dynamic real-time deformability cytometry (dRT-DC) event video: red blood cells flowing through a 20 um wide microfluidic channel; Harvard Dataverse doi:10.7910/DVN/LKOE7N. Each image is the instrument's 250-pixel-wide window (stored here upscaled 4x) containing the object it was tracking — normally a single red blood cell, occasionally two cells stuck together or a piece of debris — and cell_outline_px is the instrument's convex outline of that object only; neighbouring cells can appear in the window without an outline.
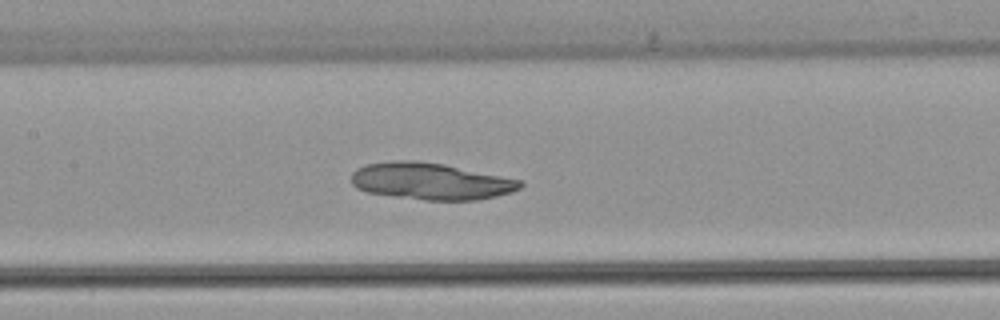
{"species": "common noctule bat (a hibernating species)", "species_latin": "Nyctalus noctula", "temperature_condition": "warm", "stored_images_in_passage": 39, "camera_frame_rate_fps": 3000, "um_per_image_px": 0.085, "animal": {"sex": "female", "body_mass_g": 22.7, "forearm_length_mm": 54.2}, "frame": {"image": 1, "passage_image": 12, "time_ms": 3.667, "image_size_px": [1000, 320], "cell_outline_px": [[524, 184], [520, 188], [512, 192], [496, 196], [476, 200], [424, 200], [392, 196], [368, 192], [356, 188], [352, 184], [352, 172], [356, 168], [368, 164], [392, 160], [416, 160], [444, 164], [520, 180]], "centroid_in_image_um": [36.59, 15.4], "position_along_channel_um": 170.8, "area_um2": 36.18}}
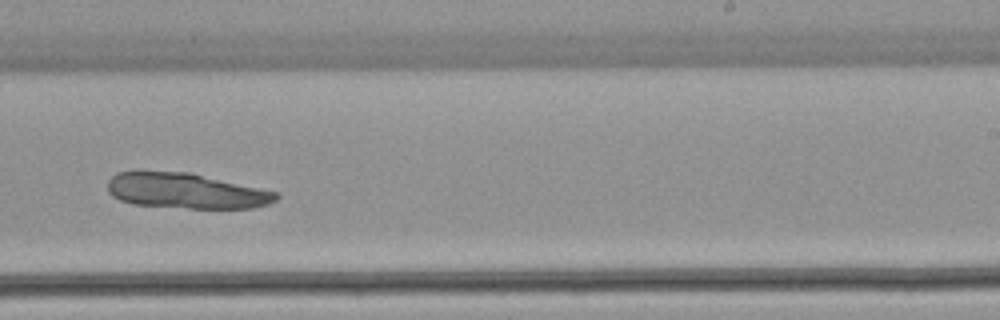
{"frame": {"image": 2, "passage_image": 20, "time_ms": 6.333, "image_size_px": [1000, 320], "cell_outline_px": [[280, 196], [276, 200], [268, 204], [252, 208], [188, 208], [132, 204], [120, 200], [112, 196], [108, 192], [108, 180], [116, 172], [188, 172], [276, 192]], "centroid_in_image_um": [15.78, 16.23], "position_along_channel_um": 273.2, "area_um2": 34.33}}
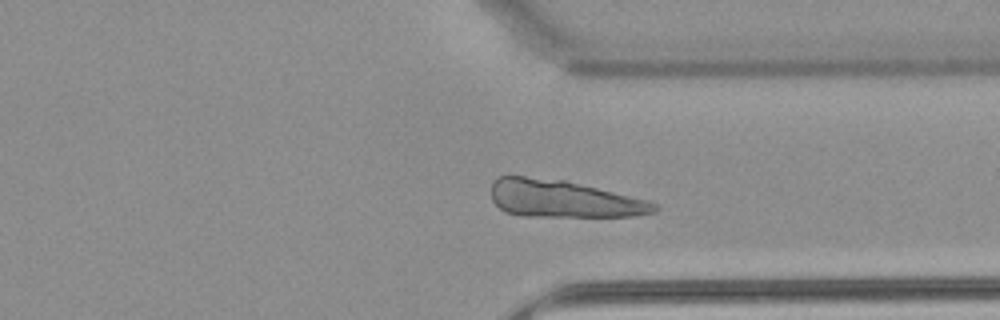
{"frame": {"image": 3, "passage_image": 27, "time_ms": 8.667, "image_size_px": [1000, 320], "cell_outline_px": [[660, 208], [656, 212], [636, 216], [520, 216], [504, 212], [492, 200], [492, 180], [496, 176], [524, 176], [564, 180], [648, 200], [660, 204]], "centroid_in_image_um": [47.89, 16.91], "position_along_channel_um": 363.5, "area_um2": 35.6}}